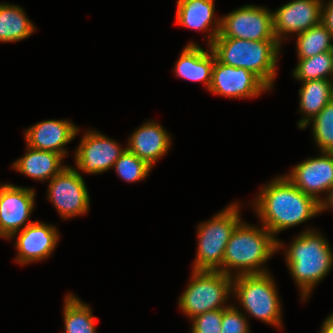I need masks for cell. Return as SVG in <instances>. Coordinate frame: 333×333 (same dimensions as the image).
Listing matches in <instances>:
<instances>
[{
	"mask_svg": "<svg viewBox=\"0 0 333 333\" xmlns=\"http://www.w3.org/2000/svg\"><path fill=\"white\" fill-rule=\"evenodd\" d=\"M270 274H243L233 278L232 292L251 316L281 326V303Z\"/></svg>",
	"mask_w": 333,
	"mask_h": 333,
	"instance_id": "cell-6",
	"label": "cell"
},
{
	"mask_svg": "<svg viewBox=\"0 0 333 333\" xmlns=\"http://www.w3.org/2000/svg\"><path fill=\"white\" fill-rule=\"evenodd\" d=\"M299 94L300 111L304 113V116L298 122V127L302 129L333 99L331 80L303 81Z\"/></svg>",
	"mask_w": 333,
	"mask_h": 333,
	"instance_id": "cell-21",
	"label": "cell"
},
{
	"mask_svg": "<svg viewBox=\"0 0 333 333\" xmlns=\"http://www.w3.org/2000/svg\"><path fill=\"white\" fill-rule=\"evenodd\" d=\"M238 207V204H231L209 221L199 224L198 250L193 270L223 272L226 245L235 227L242 221Z\"/></svg>",
	"mask_w": 333,
	"mask_h": 333,
	"instance_id": "cell-5",
	"label": "cell"
},
{
	"mask_svg": "<svg viewBox=\"0 0 333 333\" xmlns=\"http://www.w3.org/2000/svg\"><path fill=\"white\" fill-rule=\"evenodd\" d=\"M246 317L237 307L229 306L222 309V322L220 333H249Z\"/></svg>",
	"mask_w": 333,
	"mask_h": 333,
	"instance_id": "cell-28",
	"label": "cell"
},
{
	"mask_svg": "<svg viewBox=\"0 0 333 333\" xmlns=\"http://www.w3.org/2000/svg\"><path fill=\"white\" fill-rule=\"evenodd\" d=\"M297 36L296 46L299 59H307L333 50L332 35L322 23L301 32Z\"/></svg>",
	"mask_w": 333,
	"mask_h": 333,
	"instance_id": "cell-24",
	"label": "cell"
},
{
	"mask_svg": "<svg viewBox=\"0 0 333 333\" xmlns=\"http://www.w3.org/2000/svg\"><path fill=\"white\" fill-rule=\"evenodd\" d=\"M64 333H96L95 317L90 306L81 302L73 294L65 297L64 305Z\"/></svg>",
	"mask_w": 333,
	"mask_h": 333,
	"instance_id": "cell-23",
	"label": "cell"
},
{
	"mask_svg": "<svg viewBox=\"0 0 333 333\" xmlns=\"http://www.w3.org/2000/svg\"><path fill=\"white\" fill-rule=\"evenodd\" d=\"M128 145L130 152L153 167L169 150L171 139L160 124L150 121L132 133Z\"/></svg>",
	"mask_w": 333,
	"mask_h": 333,
	"instance_id": "cell-17",
	"label": "cell"
},
{
	"mask_svg": "<svg viewBox=\"0 0 333 333\" xmlns=\"http://www.w3.org/2000/svg\"><path fill=\"white\" fill-rule=\"evenodd\" d=\"M329 246L318 232L308 229L295 238L285 253L287 266L301 290L303 300L333 265V253Z\"/></svg>",
	"mask_w": 333,
	"mask_h": 333,
	"instance_id": "cell-3",
	"label": "cell"
},
{
	"mask_svg": "<svg viewBox=\"0 0 333 333\" xmlns=\"http://www.w3.org/2000/svg\"><path fill=\"white\" fill-rule=\"evenodd\" d=\"M221 19L217 37L244 40H277L273 31V15L267 8L245 5Z\"/></svg>",
	"mask_w": 333,
	"mask_h": 333,
	"instance_id": "cell-8",
	"label": "cell"
},
{
	"mask_svg": "<svg viewBox=\"0 0 333 333\" xmlns=\"http://www.w3.org/2000/svg\"><path fill=\"white\" fill-rule=\"evenodd\" d=\"M36 30L18 5L0 3V42H18Z\"/></svg>",
	"mask_w": 333,
	"mask_h": 333,
	"instance_id": "cell-22",
	"label": "cell"
},
{
	"mask_svg": "<svg viewBox=\"0 0 333 333\" xmlns=\"http://www.w3.org/2000/svg\"><path fill=\"white\" fill-rule=\"evenodd\" d=\"M333 75V50L307 59H299L293 71L294 78L303 81L327 79Z\"/></svg>",
	"mask_w": 333,
	"mask_h": 333,
	"instance_id": "cell-25",
	"label": "cell"
},
{
	"mask_svg": "<svg viewBox=\"0 0 333 333\" xmlns=\"http://www.w3.org/2000/svg\"><path fill=\"white\" fill-rule=\"evenodd\" d=\"M48 199L64 219L85 214L90 204L82 176L77 169L68 166L50 180Z\"/></svg>",
	"mask_w": 333,
	"mask_h": 333,
	"instance_id": "cell-9",
	"label": "cell"
},
{
	"mask_svg": "<svg viewBox=\"0 0 333 333\" xmlns=\"http://www.w3.org/2000/svg\"><path fill=\"white\" fill-rule=\"evenodd\" d=\"M282 247V242L276 240L264 226L257 228L240 221L225 248L223 273L235 276L229 268L239 270L236 276L267 273L261 265Z\"/></svg>",
	"mask_w": 333,
	"mask_h": 333,
	"instance_id": "cell-2",
	"label": "cell"
},
{
	"mask_svg": "<svg viewBox=\"0 0 333 333\" xmlns=\"http://www.w3.org/2000/svg\"><path fill=\"white\" fill-rule=\"evenodd\" d=\"M280 46L277 40L216 37L210 47L221 63L253 72L271 89Z\"/></svg>",
	"mask_w": 333,
	"mask_h": 333,
	"instance_id": "cell-4",
	"label": "cell"
},
{
	"mask_svg": "<svg viewBox=\"0 0 333 333\" xmlns=\"http://www.w3.org/2000/svg\"><path fill=\"white\" fill-rule=\"evenodd\" d=\"M321 23L327 28L333 38V0H330L327 5L322 4Z\"/></svg>",
	"mask_w": 333,
	"mask_h": 333,
	"instance_id": "cell-30",
	"label": "cell"
},
{
	"mask_svg": "<svg viewBox=\"0 0 333 333\" xmlns=\"http://www.w3.org/2000/svg\"><path fill=\"white\" fill-rule=\"evenodd\" d=\"M113 167L117 174L127 182H136L146 178L152 168L128 149L116 160Z\"/></svg>",
	"mask_w": 333,
	"mask_h": 333,
	"instance_id": "cell-27",
	"label": "cell"
},
{
	"mask_svg": "<svg viewBox=\"0 0 333 333\" xmlns=\"http://www.w3.org/2000/svg\"><path fill=\"white\" fill-rule=\"evenodd\" d=\"M58 240L59 233L56 227L34 221L19 231L16 239L18 256L15 260L20 264H27L48 258Z\"/></svg>",
	"mask_w": 333,
	"mask_h": 333,
	"instance_id": "cell-15",
	"label": "cell"
},
{
	"mask_svg": "<svg viewBox=\"0 0 333 333\" xmlns=\"http://www.w3.org/2000/svg\"><path fill=\"white\" fill-rule=\"evenodd\" d=\"M332 79H333V75H332V78H331V83H332V87H333V80Z\"/></svg>",
	"mask_w": 333,
	"mask_h": 333,
	"instance_id": "cell-33",
	"label": "cell"
},
{
	"mask_svg": "<svg viewBox=\"0 0 333 333\" xmlns=\"http://www.w3.org/2000/svg\"><path fill=\"white\" fill-rule=\"evenodd\" d=\"M333 208V188L328 192L326 199L320 202V211Z\"/></svg>",
	"mask_w": 333,
	"mask_h": 333,
	"instance_id": "cell-31",
	"label": "cell"
},
{
	"mask_svg": "<svg viewBox=\"0 0 333 333\" xmlns=\"http://www.w3.org/2000/svg\"><path fill=\"white\" fill-rule=\"evenodd\" d=\"M78 128L68 120L41 121L25 132L27 146L44 151H52L65 157L68 144L78 133Z\"/></svg>",
	"mask_w": 333,
	"mask_h": 333,
	"instance_id": "cell-16",
	"label": "cell"
},
{
	"mask_svg": "<svg viewBox=\"0 0 333 333\" xmlns=\"http://www.w3.org/2000/svg\"><path fill=\"white\" fill-rule=\"evenodd\" d=\"M322 4L321 0H293L272 12L273 31L278 43L281 45L282 36L287 33L298 35L320 24Z\"/></svg>",
	"mask_w": 333,
	"mask_h": 333,
	"instance_id": "cell-13",
	"label": "cell"
},
{
	"mask_svg": "<svg viewBox=\"0 0 333 333\" xmlns=\"http://www.w3.org/2000/svg\"><path fill=\"white\" fill-rule=\"evenodd\" d=\"M27 153L16 160L14 167L21 174L36 180L52 179L66 166H61L63 156L52 151L37 150L27 146Z\"/></svg>",
	"mask_w": 333,
	"mask_h": 333,
	"instance_id": "cell-20",
	"label": "cell"
},
{
	"mask_svg": "<svg viewBox=\"0 0 333 333\" xmlns=\"http://www.w3.org/2000/svg\"><path fill=\"white\" fill-rule=\"evenodd\" d=\"M126 149L100 132L88 131L76 150V165L85 173H102L112 168Z\"/></svg>",
	"mask_w": 333,
	"mask_h": 333,
	"instance_id": "cell-12",
	"label": "cell"
},
{
	"mask_svg": "<svg viewBox=\"0 0 333 333\" xmlns=\"http://www.w3.org/2000/svg\"><path fill=\"white\" fill-rule=\"evenodd\" d=\"M214 0H178L176 22L181 26L196 29L207 30L212 23L215 28L208 35V46H211L214 39L220 33L221 19L214 18Z\"/></svg>",
	"mask_w": 333,
	"mask_h": 333,
	"instance_id": "cell-19",
	"label": "cell"
},
{
	"mask_svg": "<svg viewBox=\"0 0 333 333\" xmlns=\"http://www.w3.org/2000/svg\"><path fill=\"white\" fill-rule=\"evenodd\" d=\"M209 49L210 51H205L196 43L186 45L176 62V75L190 81H202L207 86V89H209L214 60L216 59L210 46Z\"/></svg>",
	"mask_w": 333,
	"mask_h": 333,
	"instance_id": "cell-18",
	"label": "cell"
},
{
	"mask_svg": "<svg viewBox=\"0 0 333 333\" xmlns=\"http://www.w3.org/2000/svg\"><path fill=\"white\" fill-rule=\"evenodd\" d=\"M192 271L191 282L178 301L187 316L192 319L210 310L229 307L223 305L232 292L234 276L221 271Z\"/></svg>",
	"mask_w": 333,
	"mask_h": 333,
	"instance_id": "cell-7",
	"label": "cell"
},
{
	"mask_svg": "<svg viewBox=\"0 0 333 333\" xmlns=\"http://www.w3.org/2000/svg\"><path fill=\"white\" fill-rule=\"evenodd\" d=\"M192 333H220L222 309L210 310L191 319Z\"/></svg>",
	"mask_w": 333,
	"mask_h": 333,
	"instance_id": "cell-29",
	"label": "cell"
},
{
	"mask_svg": "<svg viewBox=\"0 0 333 333\" xmlns=\"http://www.w3.org/2000/svg\"><path fill=\"white\" fill-rule=\"evenodd\" d=\"M310 122L313 123L314 140L321 152H333V99Z\"/></svg>",
	"mask_w": 333,
	"mask_h": 333,
	"instance_id": "cell-26",
	"label": "cell"
},
{
	"mask_svg": "<svg viewBox=\"0 0 333 333\" xmlns=\"http://www.w3.org/2000/svg\"><path fill=\"white\" fill-rule=\"evenodd\" d=\"M34 189L2 184L0 187V237L11 239L32 222H27L34 209ZM27 222V223H26Z\"/></svg>",
	"mask_w": 333,
	"mask_h": 333,
	"instance_id": "cell-10",
	"label": "cell"
},
{
	"mask_svg": "<svg viewBox=\"0 0 333 333\" xmlns=\"http://www.w3.org/2000/svg\"><path fill=\"white\" fill-rule=\"evenodd\" d=\"M296 165L287 178L304 194L321 202L318 194L333 188V152H322Z\"/></svg>",
	"mask_w": 333,
	"mask_h": 333,
	"instance_id": "cell-14",
	"label": "cell"
},
{
	"mask_svg": "<svg viewBox=\"0 0 333 333\" xmlns=\"http://www.w3.org/2000/svg\"><path fill=\"white\" fill-rule=\"evenodd\" d=\"M255 199V211L263 226L275 234L304 223L319 214L320 202L304 194L286 175L272 180Z\"/></svg>",
	"mask_w": 333,
	"mask_h": 333,
	"instance_id": "cell-1",
	"label": "cell"
},
{
	"mask_svg": "<svg viewBox=\"0 0 333 333\" xmlns=\"http://www.w3.org/2000/svg\"><path fill=\"white\" fill-rule=\"evenodd\" d=\"M270 88L253 72L214 60L209 91L229 98H251Z\"/></svg>",
	"mask_w": 333,
	"mask_h": 333,
	"instance_id": "cell-11",
	"label": "cell"
},
{
	"mask_svg": "<svg viewBox=\"0 0 333 333\" xmlns=\"http://www.w3.org/2000/svg\"><path fill=\"white\" fill-rule=\"evenodd\" d=\"M320 333H333V314L325 319Z\"/></svg>",
	"mask_w": 333,
	"mask_h": 333,
	"instance_id": "cell-32",
	"label": "cell"
}]
</instances>
